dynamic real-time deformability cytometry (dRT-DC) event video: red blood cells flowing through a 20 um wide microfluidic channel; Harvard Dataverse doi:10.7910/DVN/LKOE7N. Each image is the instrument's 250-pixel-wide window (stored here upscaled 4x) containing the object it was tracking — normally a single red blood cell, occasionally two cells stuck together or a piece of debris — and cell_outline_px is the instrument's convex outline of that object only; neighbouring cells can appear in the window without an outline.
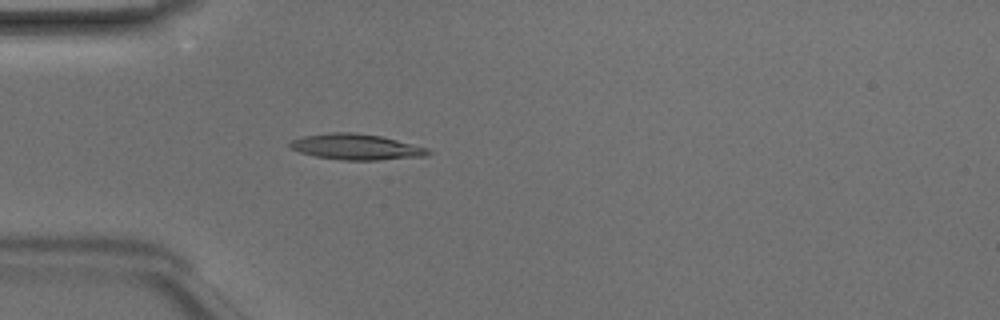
{"species": "Egyptian fruit bat (a non-hibernating species)", "species_latin": "Rousettus aegyptiacus", "temperature_condition": "room temperature", "stored_images_in_passage": 48, "camera_frame_rate_fps": 3000, "um_per_image_px": 0.085, "animal": {"sex": "male"}, "frame": {"image": 1, "passage_image": 14, "time_ms": 4.333, "image_size_px": [1000, 320], "cell_outline_px": [[432, 152], [428, 156], [376, 160], [344, 160], [316, 156], [300, 152], [292, 148], [288, 144], [292, 140], [304, 136], [328, 132], [352, 132], [380, 136], [428, 148]], "centroid_in_image_um": [30.29, 12.48], "position_along_channel_um": 54.7, "area_um2": 20.58}}
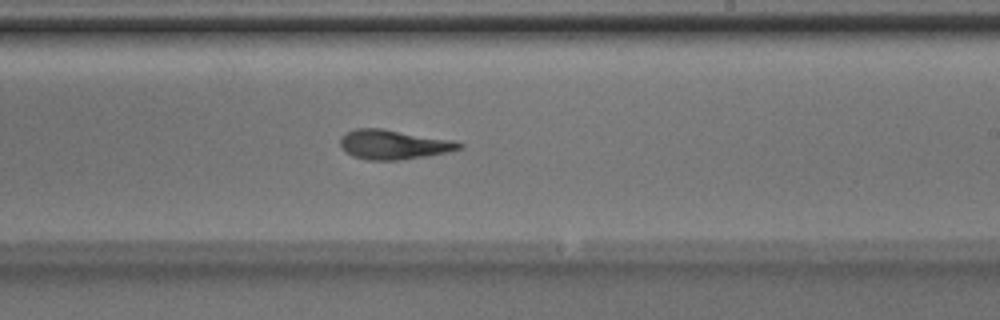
{"frame": {"image": 2, "passage_image": 29, "time_ms": 9.333, "image_size_px": [1000, 320], "cell_outline_px": [[464, 148], [448, 152], [400, 160], [368, 160], [352, 156], [344, 152], [340, 148], [340, 136], [356, 128], [380, 128], [452, 140], [464, 144]], "centroid_in_image_um": [33.42, 12.29], "position_along_channel_um": 255.6, "area_um2": 20.46}}
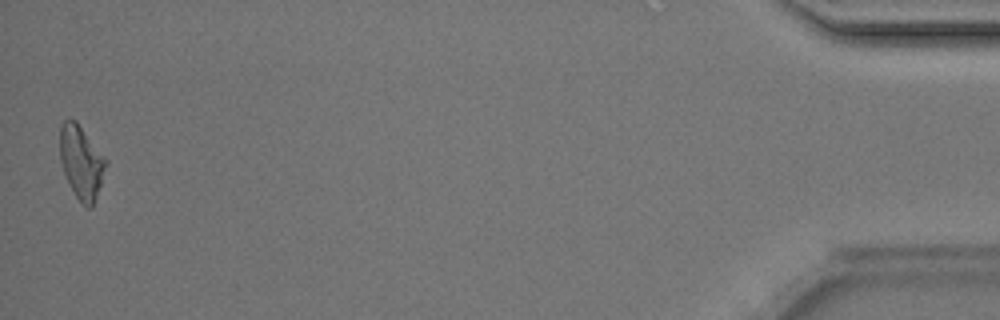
{"frame": {"image": 3, "passage_image": 48, "time_ms": 15.667, "image_size_px": [1000, 320], "cell_outline_px": [[108, 160], [92, 208], [88, 208], [76, 196], [64, 172], [60, 160], [60, 128], [64, 120], [76, 120]], "centroid_in_image_um": [6.92, 13.74], "position_along_channel_um": 428.3, "area_um2": 19.19}, "authors_computed_cell_mechanics": {"area_um2": 19.7676, "velocity_mm_per_s": 4.1775, "shape_relaxation_time_tau1_ms": 2.8879, "shape_relaxation_time_tau2_ms": 2.6293, "deformation_change_tau1": 0.1502, "deformation_change_tau2": 0.0991}}